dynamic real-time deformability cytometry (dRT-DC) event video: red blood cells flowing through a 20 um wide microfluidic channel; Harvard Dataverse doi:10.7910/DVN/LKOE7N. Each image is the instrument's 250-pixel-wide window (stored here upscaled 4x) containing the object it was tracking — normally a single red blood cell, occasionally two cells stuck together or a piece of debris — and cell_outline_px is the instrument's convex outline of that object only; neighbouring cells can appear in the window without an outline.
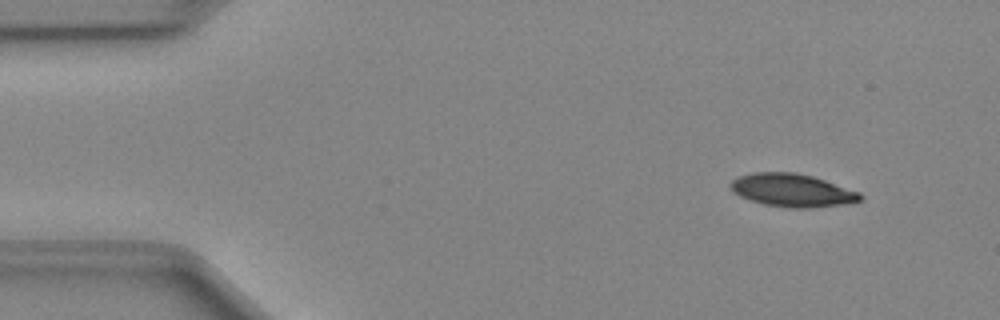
{"species": "Egyptian fruit bat (a non-hibernating species)", "species_latin": "Rousettus aegyptiacus", "temperature_condition": "cold", "stored_images_in_passage": 50, "camera_frame_rate_fps": 3000, "um_per_image_px": 0.085, "animal": {"sex": "female"}, "frame": {"image": 1, "passage_image": 5, "time_ms": 1.333, "image_size_px": [1000, 320], "cell_outline_px": [[864, 196], [860, 200], [840, 204], [808, 208], [788, 208], [764, 204], [740, 196], [732, 192], [728, 184], [732, 180], [740, 176], [752, 172], [796, 172], [812, 176], [860, 192]], "centroid_in_image_um": [67.29, 16.16], "position_along_channel_um": 17.7, "area_um2": 24.8}}
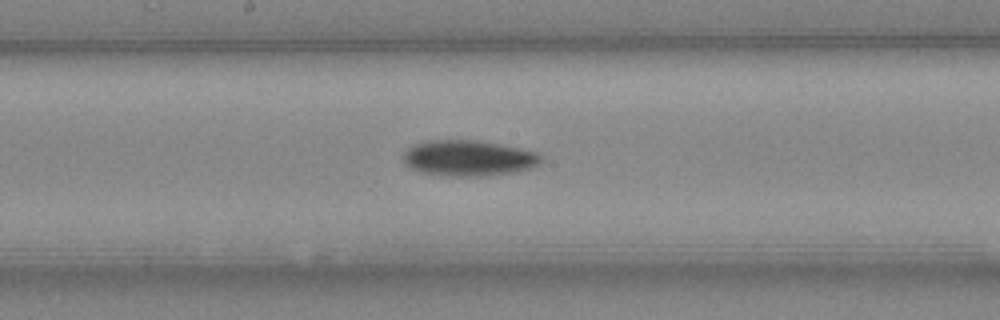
{"frame": {"image": 2, "passage_image": 26, "time_ms": 8.333, "image_size_px": [1000, 320], "cell_outline_px": [[544, 160], [540, 164], [532, 168], [512, 172], [488, 176], [444, 176], [420, 172], [404, 164], [400, 160], [404, 152], [408, 148], [416, 144], [428, 140], [472, 140], [496, 144], [536, 152]], "centroid_in_image_um": [39.77, 13.46], "position_along_channel_um": 208.4, "area_um2": 28.73}}
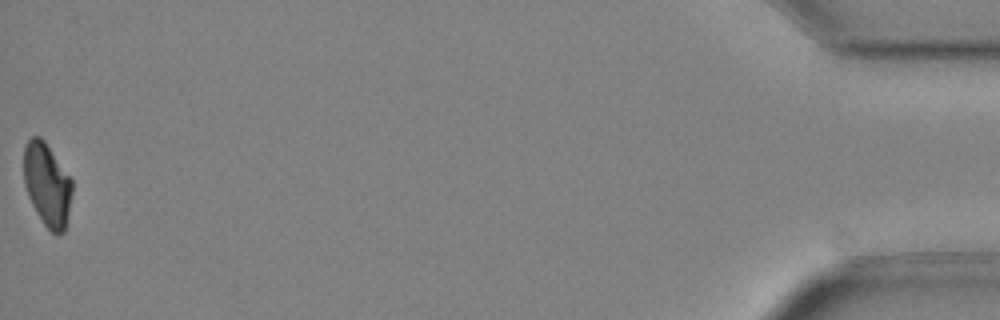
{"frame": {"image": 3, "passage_image": 50, "time_ms": 16.333, "image_size_px": [1000, 320], "cell_outline_px": [[72, 192], [64, 232], [56, 236], [44, 224], [36, 212], [28, 196], [24, 184], [24, 144], [32, 136], [40, 136], [44, 140], [72, 180]], "centroid_in_image_um": [3.99, 15.69], "position_along_channel_um": 431.2, "area_um2": 23.29}, "authors_computed_cell_mechanics": {"area_um2": 26.0389, "velocity_mm_per_s": 4.041, "shape_relaxation_time_tau1_ms": 5.0301, "shape_relaxation_time_tau2_ms": null, "deformation_change_tau1": 0.131, "deformation_change_tau2": null}}